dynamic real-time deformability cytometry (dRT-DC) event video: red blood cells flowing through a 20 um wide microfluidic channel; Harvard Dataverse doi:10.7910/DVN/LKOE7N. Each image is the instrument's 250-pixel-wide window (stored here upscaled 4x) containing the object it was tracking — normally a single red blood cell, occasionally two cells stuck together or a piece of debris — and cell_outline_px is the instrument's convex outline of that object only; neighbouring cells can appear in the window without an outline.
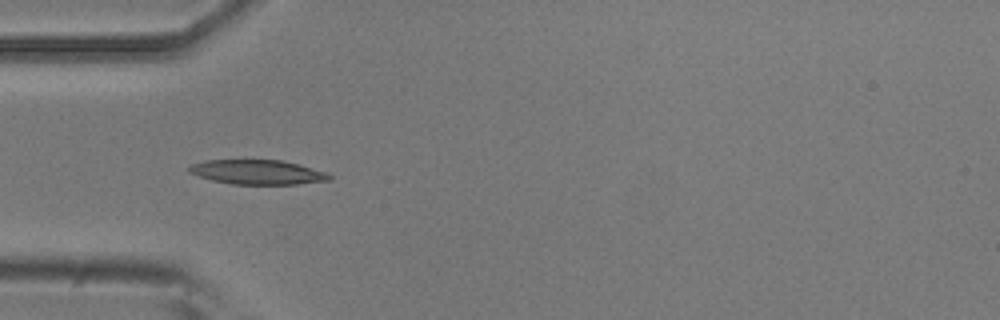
{"species": "common noctule bat (a hibernating species)", "species_latin": "Nyctalus noctula", "temperature_condition": "room temperature", "stored_images_in_passage": 9, "camera_frame_rate_fps": 3000, "um_per_image_px": 0.085, "animal": {"sex": "male", "body_mass_g": 20.5, "forearm_length_mm": 52.5}, "frame": {"image": 1, "passage_image": 3, "time_ms": 0.667, "image_size_px": [1000, 320], "cell_outline_px": [[332, 180], [296, 184], [232, 184], [212, 180], [188, 172], [188, 168], [192, 164], [204, 160], [280, 160], [296, 164], [324, 172], [332, 176]], "centroid_in_image_um": [21.86, 14.63], "position_along_channel_um": 63.1, "area_um2": 19.77}}
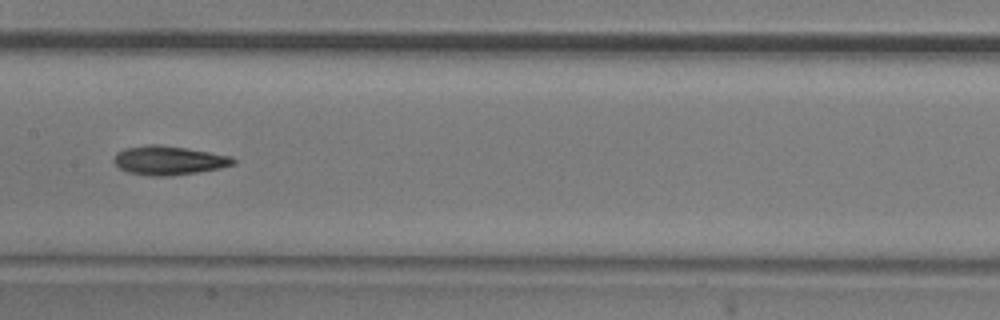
{"frame": {"image": 2, "passage_image": 6, "time_ms": 1.667, "image_size_px": [1000, 320], "cell_outline_px": [[236, 164], [220, 168], [172, 176], [152, 176], [128, 172], [120, 168], [112, 160], [116, 152], [124, 148], [148, 144], [156, 144], [184, 148], [232, 156], [236, 160]], "centroid_in_image_um": [14.33, 13.63], "position_along_channel_um": 193.1, "area_um2": 20.11}}
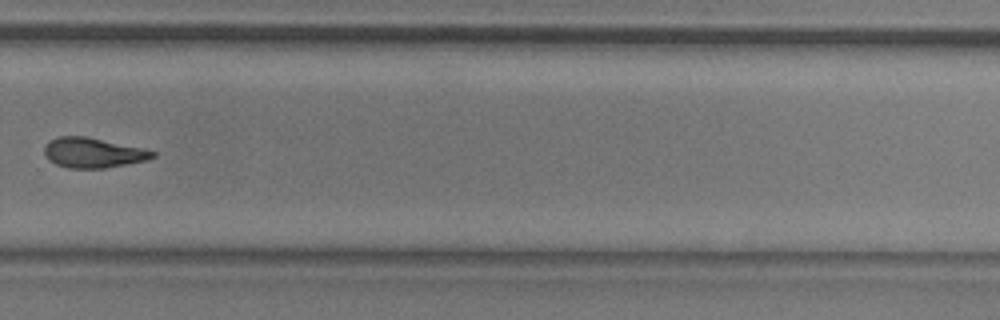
{"frame": {"image": 3, "passage_image": 9, "time_ms": 2.667, "image_size_px": [1000, 320], "cell_outline_px": [[156, 156], [148, 160], [104, 168], [68, 168], [56, 164], [48, 160], [44, 156], [44, 148], [48, 140], [56, 136], [84, 136], [144, 148], [156, 152]], "centroid_in_image_um": [7.88, 12.98], "position_along_channel_um": 321.9, "area_um2": 19.07}}